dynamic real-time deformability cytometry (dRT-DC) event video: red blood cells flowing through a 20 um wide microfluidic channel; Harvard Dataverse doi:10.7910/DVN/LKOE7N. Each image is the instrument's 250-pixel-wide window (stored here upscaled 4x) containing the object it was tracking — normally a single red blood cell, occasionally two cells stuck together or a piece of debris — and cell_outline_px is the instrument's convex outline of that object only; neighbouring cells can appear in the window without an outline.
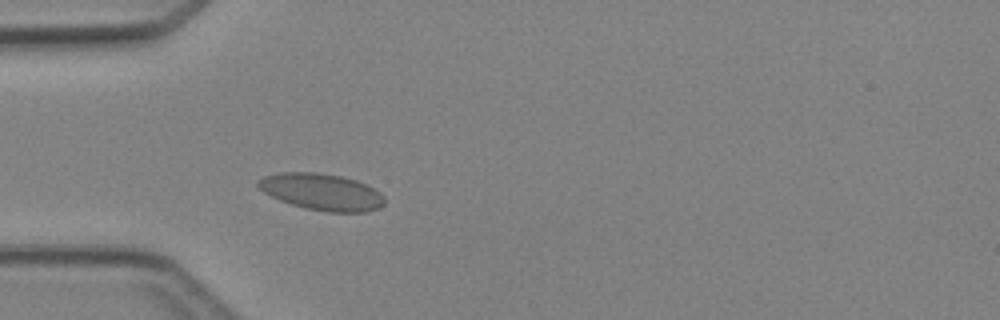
{"species": "Egyptian fruit bat (a non-hibernating species)", "species_latin": "Rousettus aegyptiacus", "temperature_condition": "cold", "stored_images_in_passage": 3, "camera_frame_rate_fps": 3000, "um_per_image_px": 0.085, "animal": {"sex": "female"}, "frame": {"image": 1, "passage_image": 3, "time_ms": 2.667, "image_size_px": [1000, 320], "cell_outline_px": [[384, 204], [376, 208], [364, 212], [328, 212], [304, 208], [280, 200], [264, 192], [256, 184], [256, 180], [264, 176], [280, 172], [316, 172], [340, 176], [356, 180], [380, 192], [384, 196]], "centroid_in_image_um": [27.32, 16.3], "position_along_channel_um": 57.7, "area_um2": 26.82}}